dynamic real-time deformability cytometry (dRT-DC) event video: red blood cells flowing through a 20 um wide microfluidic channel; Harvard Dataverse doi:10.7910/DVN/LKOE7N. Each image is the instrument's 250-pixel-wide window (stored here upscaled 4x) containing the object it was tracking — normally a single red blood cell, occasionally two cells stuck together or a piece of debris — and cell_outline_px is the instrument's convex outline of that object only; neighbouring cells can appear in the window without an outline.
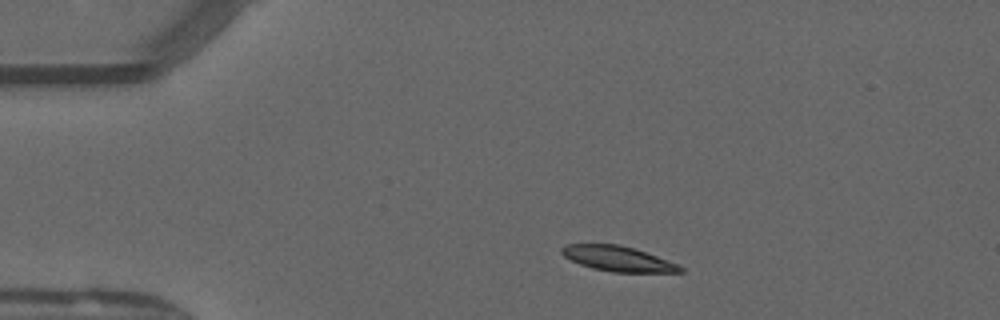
{"species": "common noctule bat (a hibernating species)", "species_latin": "Nyctalus noctula", "temperature_condition": "warm", "stored_images_in_passage": 11, "camera_frame_rate_fps": 3000, "um_per_image_px": 0.085, "animal": {"sex": "male", "forearm_length_mm": 52.5}, "frame": {"image": 1, "passage_image": 2, "time_ms": 0.333, "image_size_px": [1000, 320], "cell_outline_px": [[684, 272], [612, 272], [592, 268], [580, 264], [564, 256], [560, 252], [560, 248], [568, 244], [620, 244], [656, 256], [676, 264], [684, 268]], "centroid_in_image_um": [52.49, 21.99], "position_along_channel_um": 32.5, "area_um2": 17.11}}
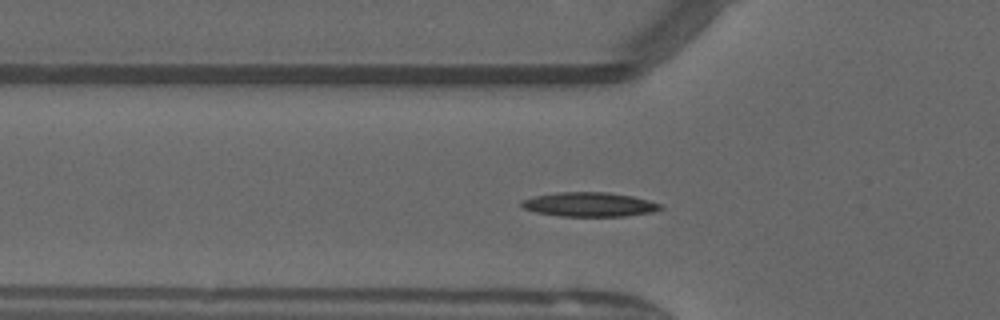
{"frame": {"image": 2, "passage_image": 9, "time_ms": 2.667, "image_size_px": [1000, 320], "cell_outline_px": [[664, 208], [652, 212], [624, 216], [560, 216], [536, 212], [524, 208], [520, 204], [520, 200], [532, 196], [556, 192], [608, 192], [632, 196], [648, 200], [660, 204]], "centroid_in_image_um": [50.06, 17.37], "position_along_channel_um": 75.7, "area_um2": 19.71}}